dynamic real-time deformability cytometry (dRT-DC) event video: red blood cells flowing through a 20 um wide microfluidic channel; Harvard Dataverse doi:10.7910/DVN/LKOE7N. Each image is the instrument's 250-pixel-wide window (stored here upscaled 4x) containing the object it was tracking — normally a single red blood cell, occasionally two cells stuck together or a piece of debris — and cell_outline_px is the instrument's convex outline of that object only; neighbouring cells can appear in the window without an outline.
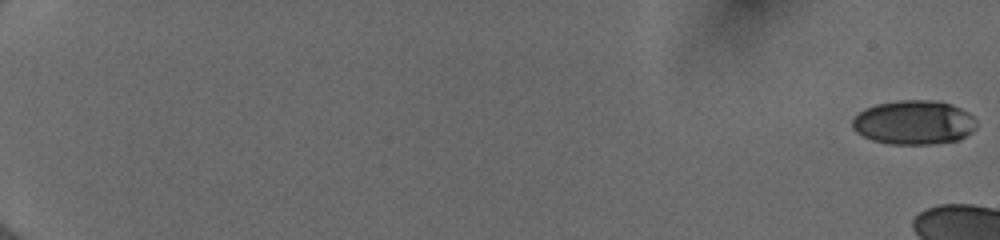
{"species": "human", "species_latin": "Homo sapiens", "temperature_condition": "cold", "stored_images_in_passage": 17, "camera_frame_rate_fps": 3000, "um_per_image_px": 0.085, "donor": {"sex": "female"}, "frame": {"image": 1, "passage_image": 1, "time_ms": 0.0, "image_size_px": [1000, 240], "cell_outline_px": [[976, 128], [972, 132], [960, 140], [932, 144], [892, 144], [872, 140], [856, 132], [852, 128], [852, 120], [864, 108], [876, 104], [900, 100], [936, 100], [952, 104], [968, 112], [976, 120]], "centroid_in_image_um": [77.7, 10.41], "position_along_channel_um": 7.3, "area_um2": 32.14}}